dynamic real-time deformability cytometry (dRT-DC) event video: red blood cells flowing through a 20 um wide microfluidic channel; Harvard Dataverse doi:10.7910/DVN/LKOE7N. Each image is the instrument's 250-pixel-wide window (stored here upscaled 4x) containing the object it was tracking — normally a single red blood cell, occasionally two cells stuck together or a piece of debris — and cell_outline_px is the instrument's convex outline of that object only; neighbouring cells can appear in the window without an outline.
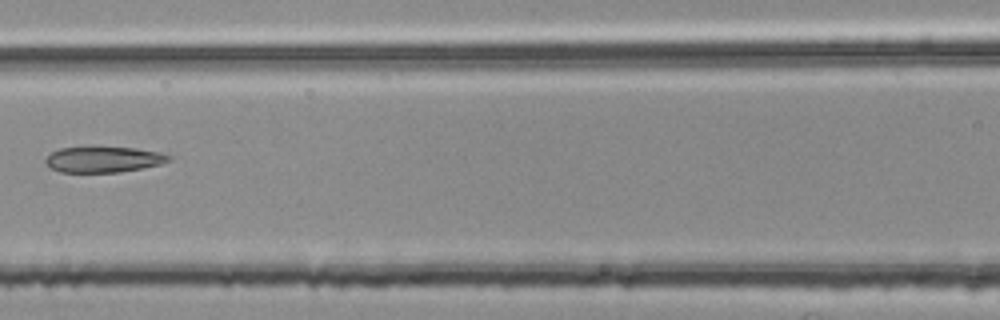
{"species": "common noctule bat (a hibernating species)", "species_latin": "Nyctalus noctula", "temperature_condition": "room temperature", "stored_images_in_passage": 6, "camera_frame_rate_fps": 3000, "um_per_image_px": 0.085, "animal": {"sex": "female", "body_mass_g": 25.1}, "frame": {"image": 1, "passage_image": 6, "time_ms": 1.667, "image_size_px": [1000, 320], "cell_outline_px": [[172, 156], [168, 160], [160, 164], [120, 172], [60, 172], [52, 168], [44, 160], [52, 152], [60, 148], [136, 148], [160, 152]], "centroid_in_image_um": [8.8, 13.56], "position_along_channel_um": 157.8, "area_um2": 18.03}}